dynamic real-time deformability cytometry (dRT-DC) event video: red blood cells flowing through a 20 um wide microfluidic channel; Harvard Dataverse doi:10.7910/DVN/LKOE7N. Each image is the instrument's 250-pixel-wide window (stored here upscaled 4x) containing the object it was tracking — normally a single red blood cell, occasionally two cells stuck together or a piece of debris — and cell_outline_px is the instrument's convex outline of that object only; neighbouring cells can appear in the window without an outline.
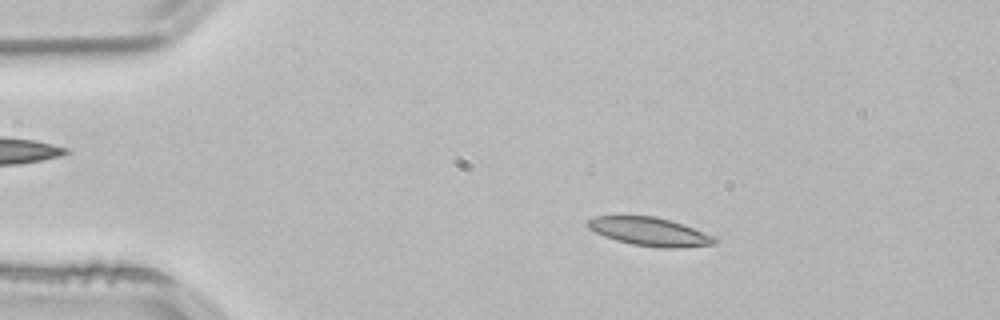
{"species": "common noctule bat (a hibernating species)", "species_latin": "Nyctalus noctula", "temperature_condition": "room temperature", "stored_images_in_passage": 52, "camera_frame_rate_fps": 3000, "um_per_image_px": 0.085, "animal": {"sex": "male", "body_mass_g": 21.5, "forearm_length_mm": 52.0}, "frame": {"image": 1, "passage_image": 9, "time_ms": 2.667, "image_size_px": [1000, 320], "cell_outline_px": [[716, 244], [680, 248], [660, 248], [632, 244], [616, 240], [604, 236], [588, 228], [588, 220], [596, 216], [656, 216], [716, 236]], "centroid_in_image_um": [55.24, 19.7], "position_along_channel_um": 29.8, "area_um2": 20.81}}
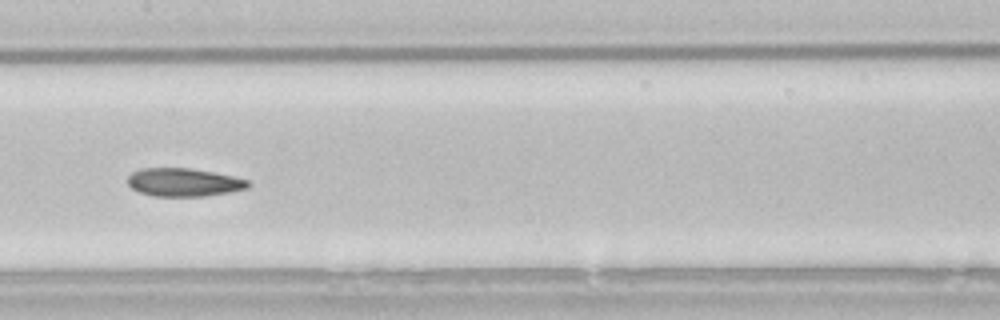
{"frame": {"image": 2, "passage_image": 26, "time_ms": 8.333, "image_size_px": [1000, 320], "cell_outline_px": [[248, 188], [228, 192], [204, 196], [152, 196], [140, 192], [132, 188], [128, 184], [128, 176], [132, 172], [140, 168], [192, 168], [232, 176], [248, 180]], "centroid_in_image_um": [15.58, 15.49], "position_along_channel_um": 191.8, "area_um2": 19.65}}
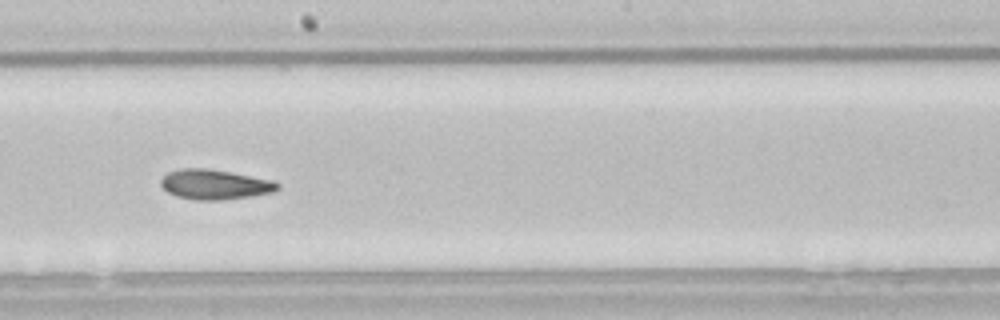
{"frame": {"image": 3, "passage_image": 29, "time_ms": 9.333, "image_size_px": [1000, 320], "cell_outline_px": [[280, 188], [272, 192], [252, 196], [224, 200], [196, 200], [176, 196], [168, 192], [160, 184], [160, 180], [168, 172], [180, 168], [208, 168], [232, 172], [272, 180], [280, 184]], "centroid_in_image_um": [18.26, 15.67], "position_along_channel_um": 229.9, "area_um2": 20.46}, "authors_computed_cell_mechanics": {"area_um2": 20.6924, "velocity_mm_per_s": 3.8267, "shape_relaxation_time_tau1_ms": null, "shape_relaxation_time_tau2_ms": 5.2514, "deformation_change_tau1": null, "deformation_change_tau2": 0.1158}}